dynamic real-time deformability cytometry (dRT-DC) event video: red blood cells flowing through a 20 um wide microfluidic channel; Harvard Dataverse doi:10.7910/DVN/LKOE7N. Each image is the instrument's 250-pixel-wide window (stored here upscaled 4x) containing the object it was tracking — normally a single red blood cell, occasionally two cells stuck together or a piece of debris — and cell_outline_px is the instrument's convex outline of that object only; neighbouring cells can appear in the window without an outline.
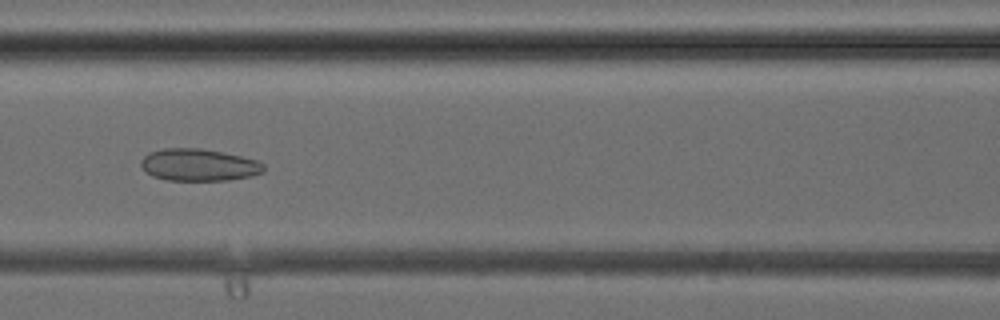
{"species": "common noctule bat (a hibernating species)", "species_latin": "Nyctalus noctula", "temperature_condition": "cold", "stored_images_in_passage": 28, "camera_frame_rate_fps": 3000, "um_per_image_px": 0.085, "animal": {"sex": "female", "body_mass_g": 24.6, "forearm_length_mm": 56.2}, "frame": {"image": 1, "passage_image": 9, "time_ms": 2.667, "image_size_px": [1000, 320], "cell_outline_px": [[264, 172], [252, 176], [228, 180], [164, 180], [152, 176], [140, 164], [140, 160], [148, 152], [164, 148], [200, 148], [240, 156], [256, 160], [264, 164]], "centroid_in_image_um": [16.88, 14.02], "position_along_channel_um": 149.7, "area_um2": 22.95}}
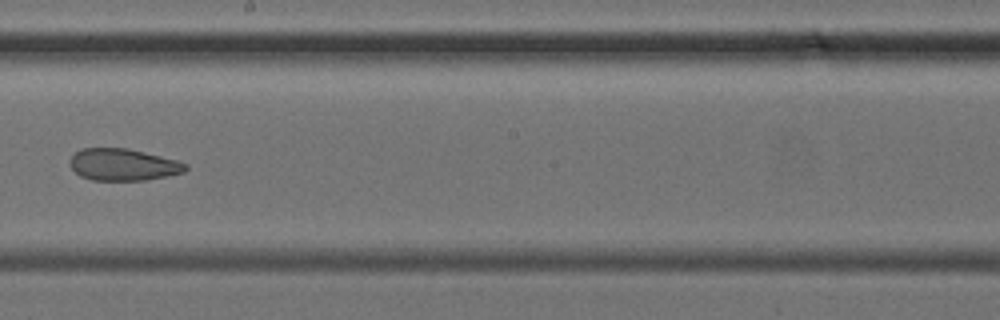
{"frame": {"image": 2, "passage_image": 14, "time_ms": 4.333, "image_size_px": [1000, 320], "cell_outline_px": [[188, 168], [184, 172], [168, 176], [144, 180], [92, 180], [80, 176], [68, 164], [68, 160], [80, 148], [128, 148], [176, 160], [188, 164]], "centroid_in_image_um": [10.45, 13.99], "position_along_channel_um": 237.8, "area_um2": 21.56}}
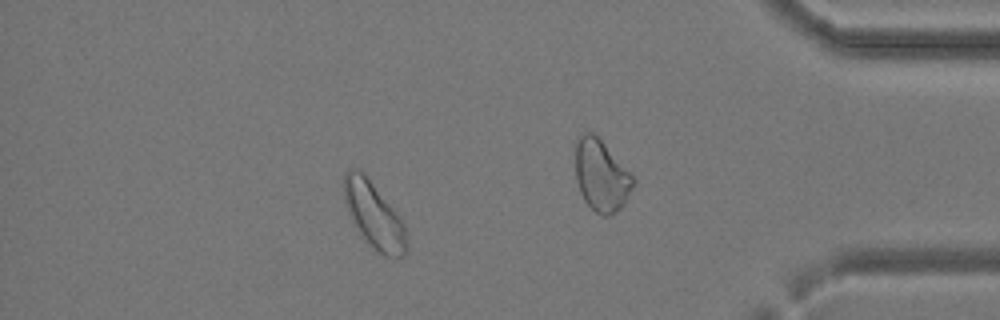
{"frame": {"image": 3, "passage_image": 23, "time_ms": 7.333, "image_size_px": [1000, 320], "cell_outline_px": [[408, 248], [404, 256], [396, 260], [392, 260], [376, 252], [352, 220], [348, 212], [344, 200], [344, 172], [348, 168], [356, 168], [372, 184], [396, 212], [404, 224], [408, 244]], "centroid_in_image_um": [31.82, 18.37], "position_along_channel_um": 403.4, "area_um2": 23.76}}